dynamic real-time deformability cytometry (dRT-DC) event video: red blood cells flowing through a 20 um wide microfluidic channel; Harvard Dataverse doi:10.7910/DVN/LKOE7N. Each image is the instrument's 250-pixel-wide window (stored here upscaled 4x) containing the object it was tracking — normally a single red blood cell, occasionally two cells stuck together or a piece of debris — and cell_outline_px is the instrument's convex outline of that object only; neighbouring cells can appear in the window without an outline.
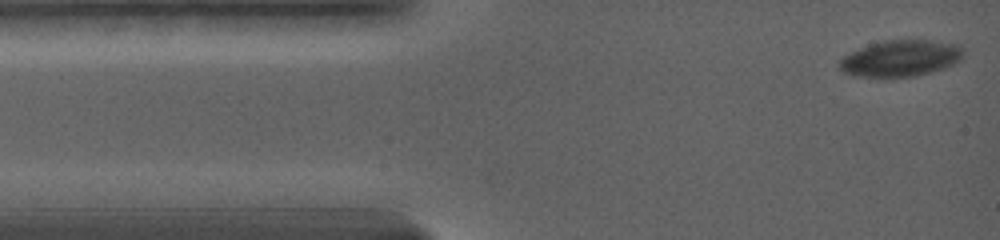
{"species": "common noctule bat (a hibernating species)", "species_latin": "Nyctalus noctula", "temperature_condition": "warm", "stored_images_in_passage": 29, "camera_frame_rate_fps": 5000, "um_per_image_px": 0.085, "animal": {"sex": "female", "body_mass_g": 19.0, "forearm_length_mm": 56.7}, "frame": {"image": 1, "passage_image": 1, "time_ms": 0.0, "image_size_px": [1000, 240], "cell_outline_px": [[964, 56], [960, 60], [944, 68], [916, 76], [892, 80], [852, 76], [844, 72], [840, 68], [840, 60], [844, 56], [860, 48], [884, 40], [928, 40], [960, 44], [964, 48]], "centroid_in_image_um": [76.57, 5.0], "position_along_channel_um": 8.4, "area_um2": 26.93}}
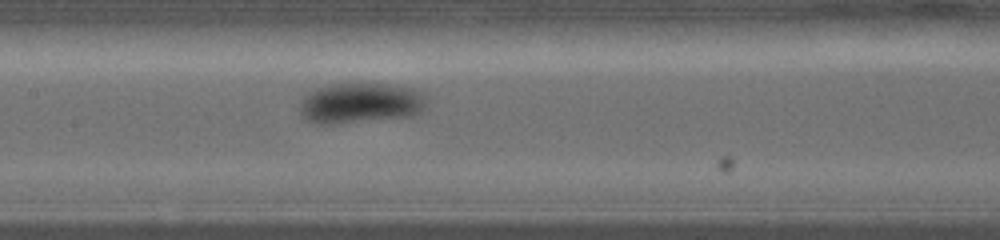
{"frame": {"image": 2, "passage_image": 15, "time_ms": 6.6, "image_size_px": [1000, 240], "cell_outline_px": [[424, 108], [420, 112], [412, 116], [336, 124], [316, 124], [300, 116], [300, 104], [304, 96], [316, 88], [332, 84], [388, 84], [412, 88], [424, 92]], "centroid_in_image_um": [30.62, 8.77], "position_along_channel_um": 176.8, "area_um2": 29.94}}
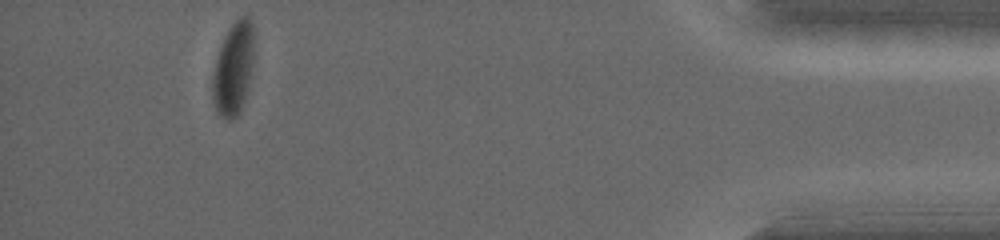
{"frame": {"image": 3, "passage_image": 29, "time_ms": 15.4, "image_size_px": [1000, 240], "cell_outline_px": [[256, 36], [252, 64], [244, 100], [236, 116], [228, 120], [220, 116], [216, 108], [212, 92], [212, 84], [216, 56], [224, 36], [232, 24], [240, 16], [248, 16], [252, 20]], "centroid_in_image_um": [19.86, 5.73], "position_along_channel_um": 415.3, "area_um2": 22.37}, "authors_computed_cell_mechanics": {"area_um2": 28.2064, "velocity_mm_per_s": 3.5683, "shape_relaxation_time_tau1_ms": 0.591, "shape_relaxation_time_tau2_ms": null, "deformation_change_tau1": 0.0599, "deformation_change_tau2": null}}